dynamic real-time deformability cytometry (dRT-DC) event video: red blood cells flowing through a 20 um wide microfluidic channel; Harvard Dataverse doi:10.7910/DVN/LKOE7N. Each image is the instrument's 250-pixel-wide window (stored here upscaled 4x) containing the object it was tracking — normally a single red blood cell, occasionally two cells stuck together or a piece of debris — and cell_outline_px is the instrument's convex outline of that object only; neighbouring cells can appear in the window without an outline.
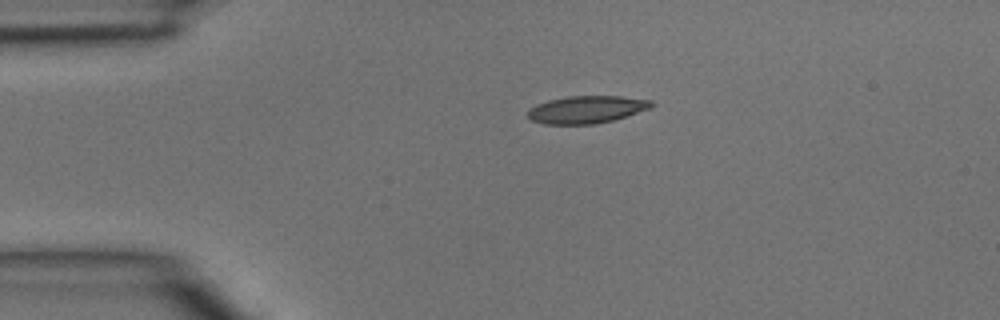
{"species": "common noctule bat (a hibernating species)", "species_latin": "Nyctalus noctula", "temperature_condition": "room temperature", "stored_images_in_passage": 2, "camera_frame_rate_fps": 3000, "um_per_image_px": 0.085, "animal": {"sex": "male", "body_mass_g": 15.6}, "frame": {"image": 1, "passage_image": 1, "time_ms": 0.0, "image_size_px": [1000, 320], "cell_outline_px": [[656, 104], [652, 108], [612, 120], [596, 124], [544, 124], [532, 120], [528, 116], [528, 108], [536, 104], [548, 100], [568, 96], [620, 96], [652, 100]], "centroid_in_image_um": [49.88, 9.3], "position_along_channel_um": 35.1, "area_um2": 19.88}}